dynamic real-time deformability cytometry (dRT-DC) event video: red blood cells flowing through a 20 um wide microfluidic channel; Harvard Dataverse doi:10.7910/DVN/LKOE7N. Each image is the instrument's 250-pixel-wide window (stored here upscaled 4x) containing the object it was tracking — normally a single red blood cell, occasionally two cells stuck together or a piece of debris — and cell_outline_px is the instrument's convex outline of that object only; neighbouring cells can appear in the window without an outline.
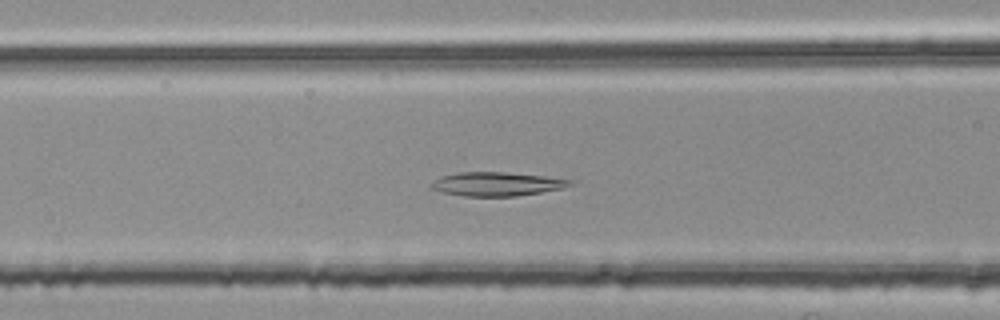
{"species": "common noctule bat (a hibernating species)", "species_latin": "Nyctalus noctula", "temperature_condition": "room temperature", "stored_images_in_passage": 49, "camera_frame_rate_fps": 3000, "um_per_image_px": 0.085, "animal": {"sex": "female", "body_mass_g": 25.1}, "frame": {"image": 1, "passage_image": 19, "time_ms": 6.0, "image_size_px": [1000, 320], "cell_outline_px": [[576, 184], [564, 188], [516, 196], [464, 196], [444, 192], [428, 188], [428, 184], [432, 180], [440, 176], [456, 172], [504, 172], [544, 176], [576, 180]], "centroid_in_image_um": [42.22, 15.63], "position_along_channel_um": 124.4, "area_um2": 19.59}}
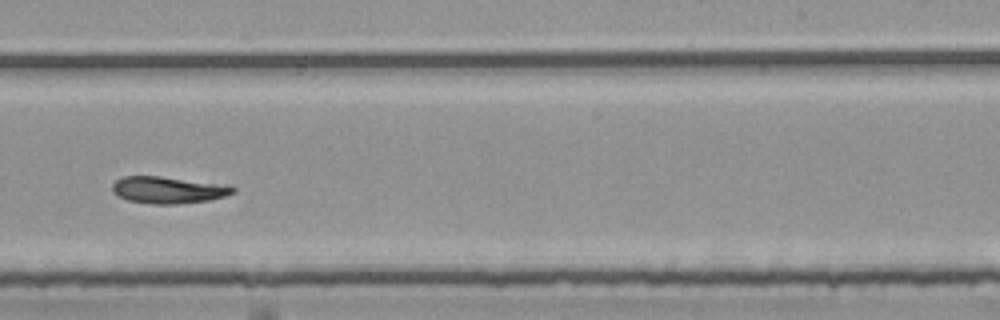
{"frame": {"image": 2, "passage_image": 31, "time_ms": 10.0, "image_size_px": [1000, 320], "cell_outline_px": [[236, 192], [224, 196], [208, 200], [172, 204], [152, 204], [128, 200], [112, 192], [112, 184], [116, 180], [124, 176], [160, 176], [236, 188]], "centroid_in_image_um": [14.18, 16.16], "position_along_channel_um": 274.8, "area_um2": 18.15}}
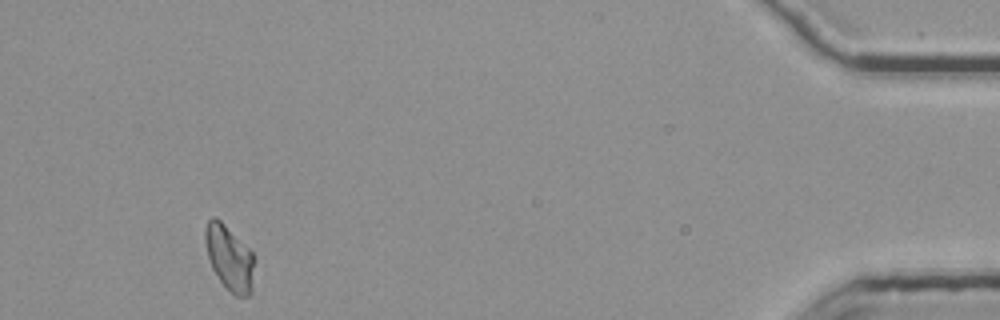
{"frame": {"image": 3, "passage_image": 48, "time_ms": 15.667, "image_size_px": [1000, 320], "cell_outline_px": [[252, 292], [248, 296], [236, 296], [220, 280], [212, 268], [208, 256], [204, 240], [204, 228], [208, 220], [212, 216], [216, 216], [252, 252]], "centroid_in_image_um": [19.45, 21.88], "position_along_channel_um": 415.7, "area_um2": 18.15}}